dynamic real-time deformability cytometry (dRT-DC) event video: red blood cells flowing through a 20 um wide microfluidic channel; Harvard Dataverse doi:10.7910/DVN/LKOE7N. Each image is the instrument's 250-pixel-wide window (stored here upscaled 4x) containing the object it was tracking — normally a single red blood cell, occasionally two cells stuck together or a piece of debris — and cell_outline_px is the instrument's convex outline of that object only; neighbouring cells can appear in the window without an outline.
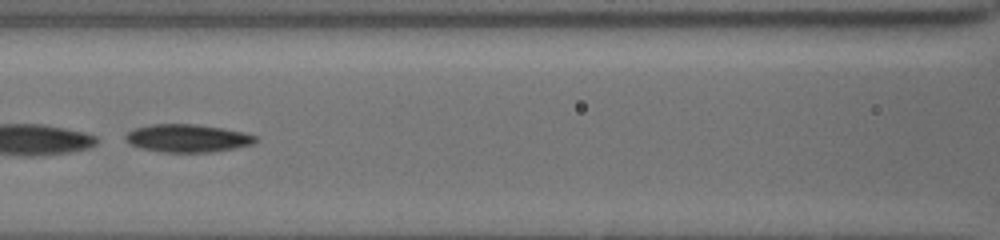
{"species": "common noctule bat (a hibernating species)", "species_latin": "Nyctalus noctula", "temperature_condition": "cold", "stored_images_in_passage": 39, "camera_frame_rate_fps": 3000, "um_per_image_px": 0.085, "animal": {"sex": "female", "body_mass_g": 19.5, "forearm_length_mm": 54.1}, "frame": {"image": 1, "passage_image": 20, "time_ms": 8.667, "image_size_px": [1000, 240], "cell_outline_px": [[256, 144], [212, 152], [160, 152], [140, 148], [128, 144], [124, 140], [124, 136], [132, 128], [152, 124], [196, 124], [224, 128], [244, 132], [256, 136]], "centroid_in_image_um": [15.9, 11.75], "position_along_channel_um": 150.7, "area_um2": 21.44}}
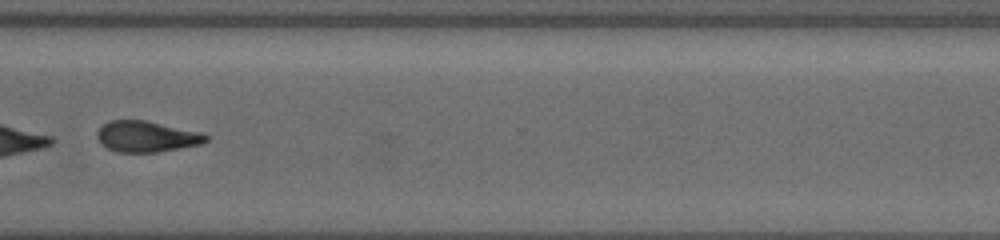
{"frame": {"image": 2, "passage_image": 32, "time_ms": 14.0, "image_size_px": [1000, 240], "cell_outline_px": [[208, 140], [200, 144], [180, 148], [156, 152], [116, 152], [108, 148], [96, 136], [96, 132], [104, 124], [112, 120], [148, 120], [204, 132], [208, 136]], "centroid_in_image_um": [12.51, 11.59], "position_along_channel_um": 358.1, "area_um2": 19.71}, "authors_computed_cell_mechanics": {"area_um2": 21.9062, "velocity_mm_per_s": 3.8958, "shape_relaxation_time_tau1_ms": 0.7565, "shape_relaxation_time_tau2_ms": 7.9006, "deformation_change_tau1": 0.2756, "deformation_change_tau2": 0.177}}